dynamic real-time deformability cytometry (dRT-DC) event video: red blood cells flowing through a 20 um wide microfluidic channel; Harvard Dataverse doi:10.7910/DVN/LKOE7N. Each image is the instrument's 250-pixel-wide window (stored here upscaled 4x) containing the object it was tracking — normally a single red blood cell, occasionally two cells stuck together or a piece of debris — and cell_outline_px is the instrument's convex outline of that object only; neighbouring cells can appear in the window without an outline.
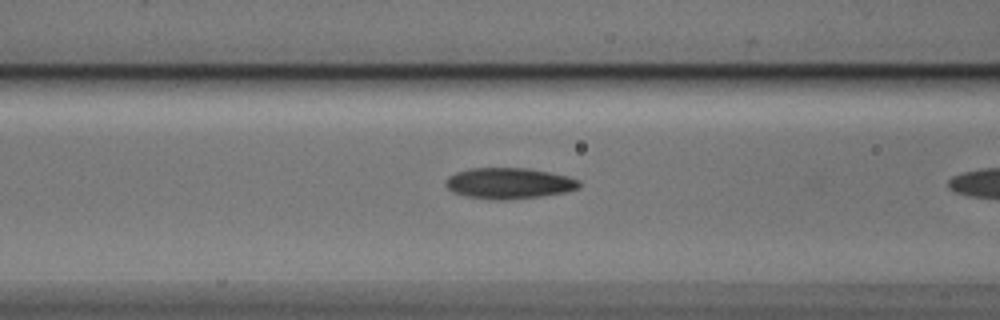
{"species": "Egyptian fruit bat (a non-hibernating species)", "species_latin": "Rousettus aegyptiacus", "temperature_condition": "cold", "stored_images_in_passage": 7, "camera_frame_rate_fps": 3000, "um_per_image_px": 0.085, "animal": {"sex": "male"}, "frame": {"image": 1, "passage_image": 6, "time_ms": 1.667, "image_size_px": [1000, 320], "cell_outline_px": [[580, 188], [568, 192], [540, 196], [508, 200], [488, 200], [464, 196], [452, 192], [444, 184], [444, 180], [448, 176], [456, 172], [472, 168], [524, 168], [548, 172], [568, 176], [580, 180]], "centroid_in_image_um": [43.24, 15.59], "position_along_channel_um": 123.4, "area_um2": 24.39}}